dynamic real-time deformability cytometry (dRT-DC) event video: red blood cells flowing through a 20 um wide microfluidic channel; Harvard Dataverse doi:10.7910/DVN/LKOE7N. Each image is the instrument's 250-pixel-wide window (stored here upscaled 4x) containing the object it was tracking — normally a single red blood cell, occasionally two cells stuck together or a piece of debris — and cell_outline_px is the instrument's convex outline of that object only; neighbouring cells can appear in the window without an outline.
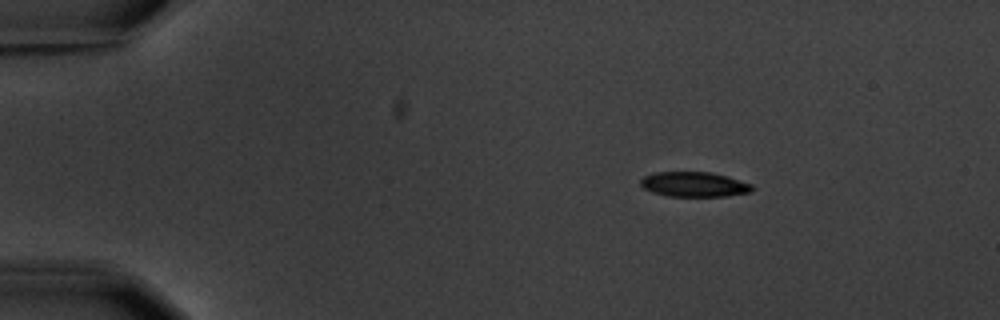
{"species": "common noctule bat (a hibernating species)", "species_latin": "Nyctalus noctula", "temperature_condition": "warm", "stored_images_in_passage": 5, "camera_frame_rate_fps": 3000, "um_per_image_px": 0.085, "animal": {"sex": "male", "body_mass_g": 20.1, "forearm_length_mm": 53.5}, "frame": {"image": 1, "passage_image": 1, "time_ms": 0.0, "image_size_px": [1000, 320], "cell_outline_px": [[756, 188], [752, 192], [724, 196], [668, 196], [652, 192], [644, 188], [640, 184], [640, 180], [644, 176], [656, 172], [708, 172], [724, 176], [752, 184]], "centroid_in_image_um": [59.0, 15.68], "position_along_channel_um": 26.0, "area_um2": 16.07}}
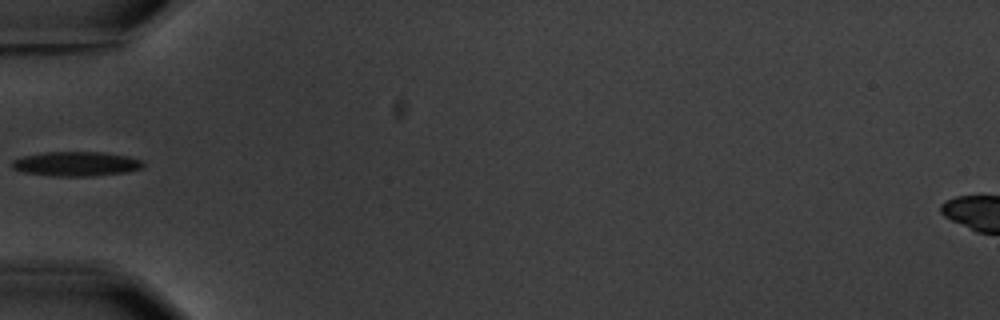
{"frame": {"image": 2, "passage_image": 4, "time_ms": 3.667, "image_size_px": [1000, 320], "cell_outline_px": [[144, 164], [140, 168], [124, 172], [96, 176], [52, 176], [24, 172], [12, 168], [12, 160], [24, 156], [44, 152], [100, 152], [128, 156], [140, 160]], "centroid_in_image_um": [6.44, 13.93], "position_along_channel_um": 78.6, "area_um2": 18.55}}